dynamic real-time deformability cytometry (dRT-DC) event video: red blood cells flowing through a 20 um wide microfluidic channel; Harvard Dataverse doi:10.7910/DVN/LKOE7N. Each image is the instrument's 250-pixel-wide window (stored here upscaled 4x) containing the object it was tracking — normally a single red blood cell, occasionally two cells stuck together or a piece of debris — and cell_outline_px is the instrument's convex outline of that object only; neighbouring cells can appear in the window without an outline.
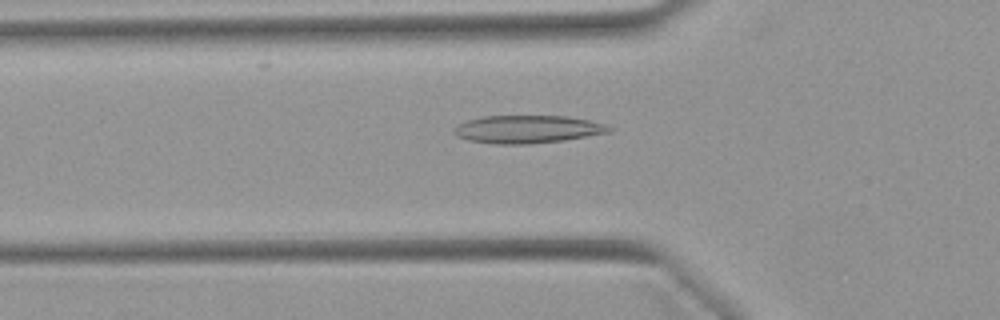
{"species": "Egyptian fruit bat (a non-hibernating species)", "species_latin": "Rousettus aegyptiacus", "temperature_condition": "warm", "stored_images_in_passage": 17, "camera_frame_rate_fps": 3000, "um_per_image_px": 0.085, "animal": {"sex": "female"}, "frame": {"image": 1, "passage_image": 7, "time_ms": 2.0, "image_size_px": [1000, 320], "cell_outline_px": [[616, 128], [612, 132], [564, 140], [528, 144], [496, 144], [468, 140], [456, 136], [452, 132], [452, 128], [456, 124], [480, 116], [568, 116], [608, 124]], "centroid_in_image_um": [44.85, 10.98], "position_along_channel_um": 81.0, "area_um2": 25.55}}
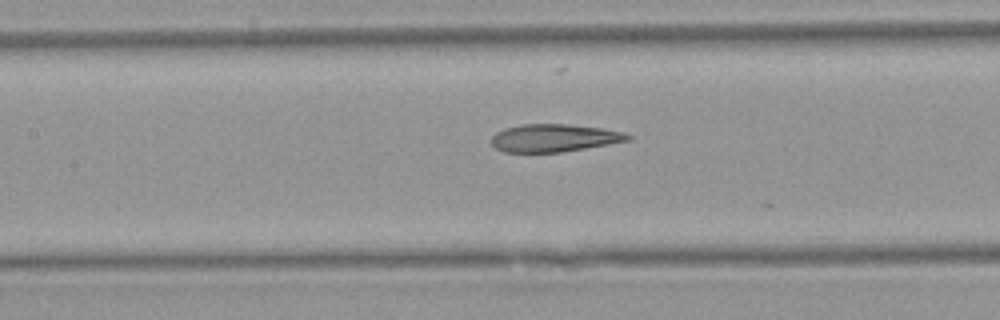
{"frame": {"image": 2, "passage_image": 13, "time_ms": 4.0, "image_size_px": [1000, 320], "cell_outline_px": [[632, 140], [560, 152], [504, 152], [496, 148], [492, 144], [492, 136], [496, 132], [504, 128], [520, 124], [568, 124], [604, 128], [624, 132], [632, 136]], "centroid_in_image_um": [47.11, 11.71], "position_along_channel_um": 160.3, "area_um2": 22.08}}
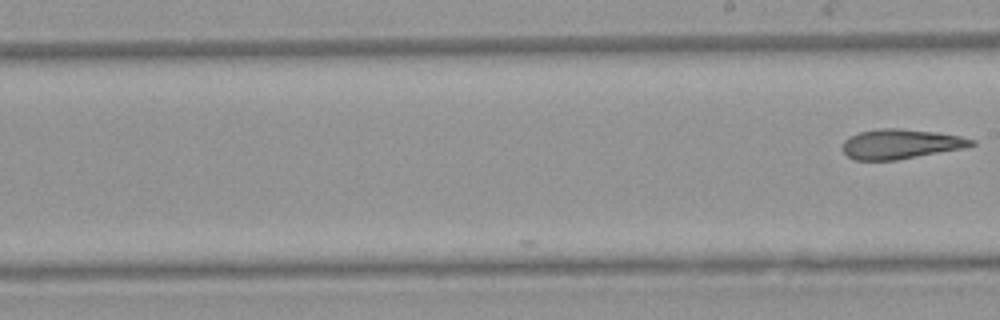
{"frame": {"image": 3, "passage_image": 17, "time_ms": 5.333, "image_size_px": [1000, 320], "cell_outline_px": [[976, 144], [964, 148], [896, 160], [856, 160], [848, 156], [840, 148], [844, 140], [848, 136], [860, 132], [876, 128], [900, 128], [936, 132], [960, 136], [976, 140]], "centroid_in_image_um": [76.53, 12.23], "position_along_channel_um": 212.5, "area_um2": 22.48}}